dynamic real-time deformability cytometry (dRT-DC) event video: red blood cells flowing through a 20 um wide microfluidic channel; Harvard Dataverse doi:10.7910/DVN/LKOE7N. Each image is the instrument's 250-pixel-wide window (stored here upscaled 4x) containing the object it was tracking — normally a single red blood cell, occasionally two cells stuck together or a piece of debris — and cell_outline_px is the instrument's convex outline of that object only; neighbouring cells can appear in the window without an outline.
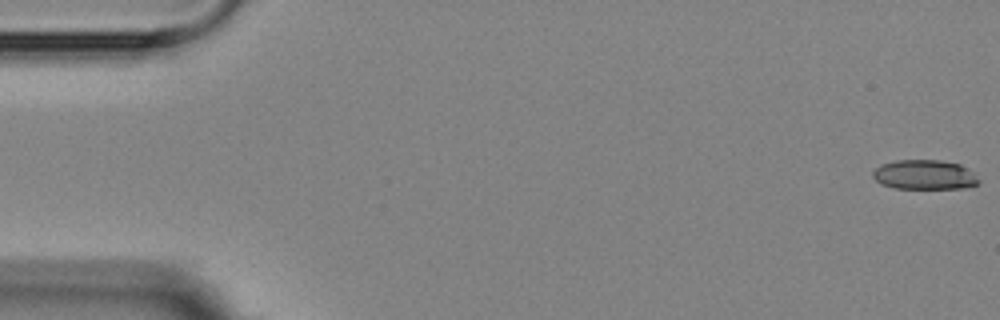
{"species": "Egyptian fruit bat (a non-hibernating species)", "species_latin": "Rousettus aegyptiacus", "temperature_condition": "room temperature", "stored_images_in_passage": 3, "camera_frame_rate_fps": 3000, "um_per_image_px": 0.085, "animal": {"sex": "female"}, "frame": {"image": 1, "passage_image": 1, "time_ms": 0.0, "image_size_px": [1000, 320], "cell_outline_px": [[980, 180], [976, 184], [964, 188], [892, 188], [880, 184], [872, 176], [872, 172], [880, 164], [896, 160], [940, 160], [960, 164], [968, 168]], "centroid_in_image_um": [78.55, 14.85], "position_along_channel_um": 6.4, "area_um2": 18.32}}